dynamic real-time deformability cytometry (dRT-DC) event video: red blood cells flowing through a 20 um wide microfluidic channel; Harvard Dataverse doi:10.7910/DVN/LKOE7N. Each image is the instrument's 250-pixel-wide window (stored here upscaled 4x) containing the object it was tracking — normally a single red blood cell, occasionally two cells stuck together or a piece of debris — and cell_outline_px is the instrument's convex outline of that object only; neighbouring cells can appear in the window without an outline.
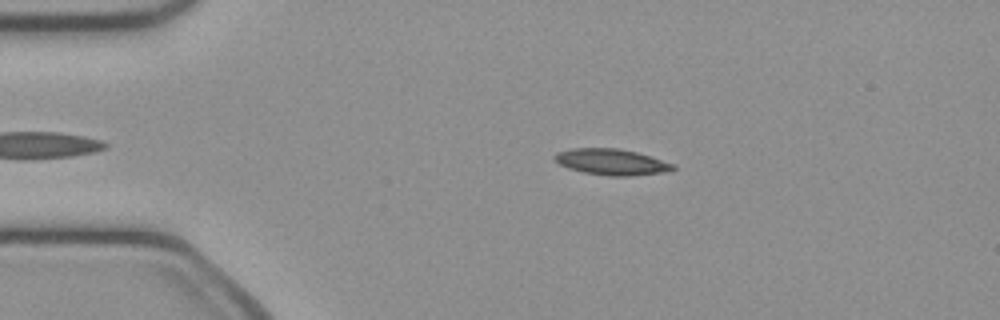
{"species": "common noctule bat (a hibernating species)", "species_latin": "Nyctalus noctula", "temperature_condition": "cold", "stored_images_in_passage": 42, "camera_frame_rate_fps": 3000, "um_per_image_px": 0.085, "animal": {"sex": "female", "body_mass_g": 21.9}, "frame": {"image": 1, "passage_image": 8, "time_ms": 2.333, "image_size_px": [1000, 320], "cell_outline_px": [[676, 168], [660, 172], [628, 176], [608, 176], [584, 172], [568, 168], [560, 164], [552, 156], [556, 152], [572, 148], [620, 148], [636, 152], [676, 164]], "centroid_in_image_um": [51.95, 13.75], "position_along_channel_um": 33.1, "area_um2": 17.86}}
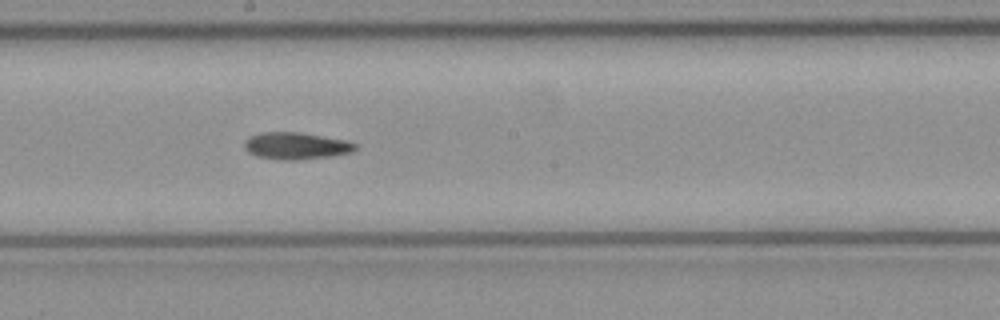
{"frame": {"image": 2, "passage_image": 25, "time_ms": 8.0, "image_size_px": [1000, 320], "cell_outline_px": [[360, 148], [352, 152], [332, 156], [296, 160], [280, 160], [256, 156], [248, 152], [244, 148], [244, 140], [248, 136], [260, 132], [300, 132], [344, 140], [356, 144]], "centroid_in_image_um": [25.14, 12.4], "position_along_channel_um": 223.1, "area_um2": 17.63}}
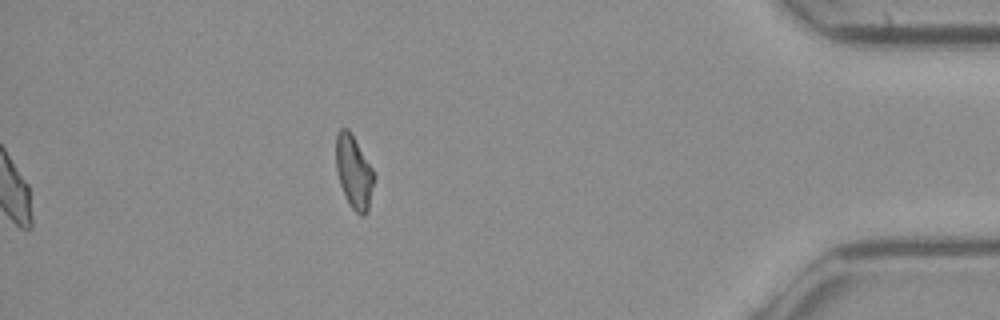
{"frame": {"image": 3, "passage_image": 42, "time_ms": 13.667, "image_size_px": [1000, 320], "cell_outline_px": [[376, 176], [368, 212], [364, 216], [360, 216], [352, 208], [344, 196], [336, 172], [336, 136], [340, 128], [348, 128], [372, 168]], "centroid_in_image_um": [30.09, 14.66], "position_along_channel_um": 405.1, "area_um2": 16.36}}